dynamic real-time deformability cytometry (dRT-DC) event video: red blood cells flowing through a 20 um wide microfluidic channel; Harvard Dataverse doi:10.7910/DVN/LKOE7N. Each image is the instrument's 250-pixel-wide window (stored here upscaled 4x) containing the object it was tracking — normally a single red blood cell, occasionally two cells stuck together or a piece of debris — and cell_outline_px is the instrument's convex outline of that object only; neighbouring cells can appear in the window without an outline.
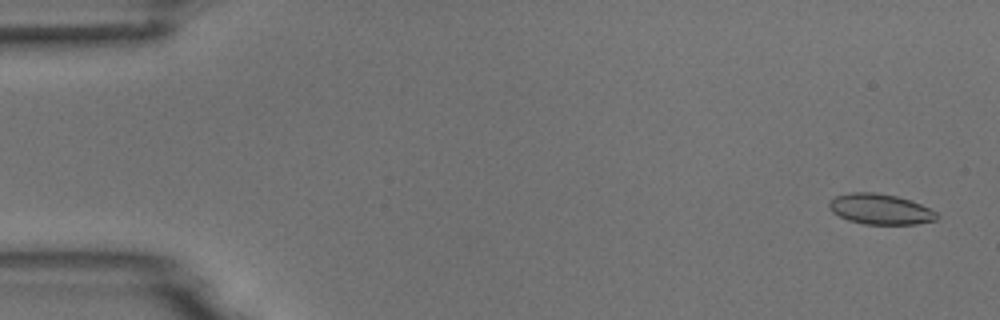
{"species": "common noctule bat (a hibernating species)", "species_latin": "Nyctalus noctula", "temperature_condition": "room temperature", "stored_images_in_passage": 54, "camera_frame_rate_fps": 3000, "um_per_image_px": 0.085, "animal": {"sex": "male", "body_mass_g": 18.8}, "frame": {"image": 1, "passage_image": 3, "time_ms": 0.667, "image_size_px": [1000, 320], "cell_outline_px": [[940, 216], [936, 220], [916, 224], [864, 224], [848, 220], [832, 212], [828, 208], [828, 204], [836, 196], [852, 192], [872, 192], [896, 196], [920, 204], [936, 212]], "centroid_in_image_um": [74.82, 17.79], "position_along_channel_um": 10.2, "area_um2": 18.96}}
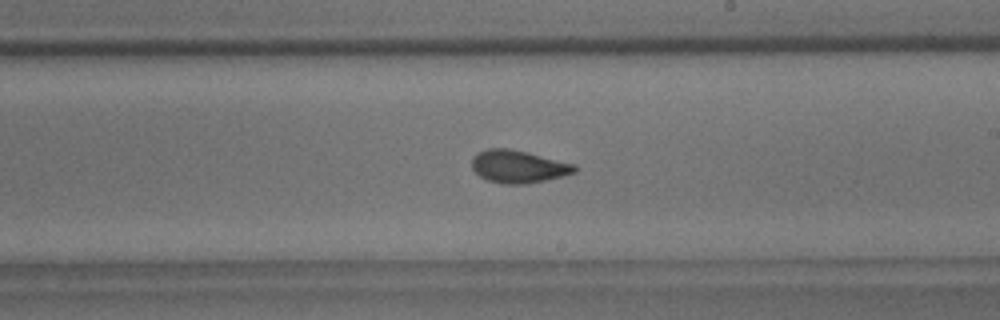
{"frame": {"image": 2, "passage_image": 32, "time_ms": 10.333, "image_size_px": [1000, 320], "cell_outline_px": [[576, 172], [564, 176], [524, 184], [504, 184], [488, 180], [480, 176], [472, 168], [472, 160], [480, 152], [488, 148], [508, 148], [528, 152], [576, 164]], "centroid_in_image_um": [44.09, 14.15], "position_along_channel_um": 244.9, "area_um2": 19.42}}
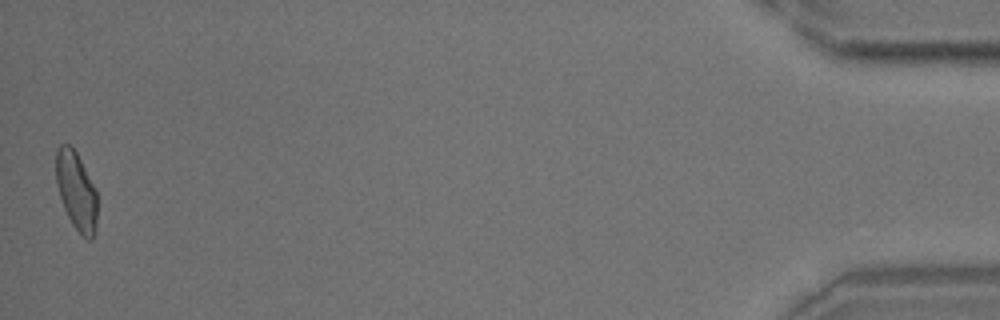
{"frame": {"image": 3, "passage_image": 54, "time_ms": 17.667, "image_size_px": [1000, 320], "cell_outline_px": [[96, 232], [92, 240], [88, 240], [72, 224], [64, 208], [56, 184], [56, 148], [60, 144], [68, 144], [76, 152], [96, 192]], "centroid_in_image_um": [6.47, 16.24], "position_along_channel_um": 428.7, "area_um2": 18.44}, "authors_computed_cell_mechanics": {"area_um2": 19.1896, "velocity_mm_per_s": 3.7746, "shape_relaxation_time_tau1_ms": 7.177, "shape_relaxation_time_tau2_ms": 1.2963, "deformation_change_tau1": 0.1405, "deformation_change_tau2": 0.0658}}